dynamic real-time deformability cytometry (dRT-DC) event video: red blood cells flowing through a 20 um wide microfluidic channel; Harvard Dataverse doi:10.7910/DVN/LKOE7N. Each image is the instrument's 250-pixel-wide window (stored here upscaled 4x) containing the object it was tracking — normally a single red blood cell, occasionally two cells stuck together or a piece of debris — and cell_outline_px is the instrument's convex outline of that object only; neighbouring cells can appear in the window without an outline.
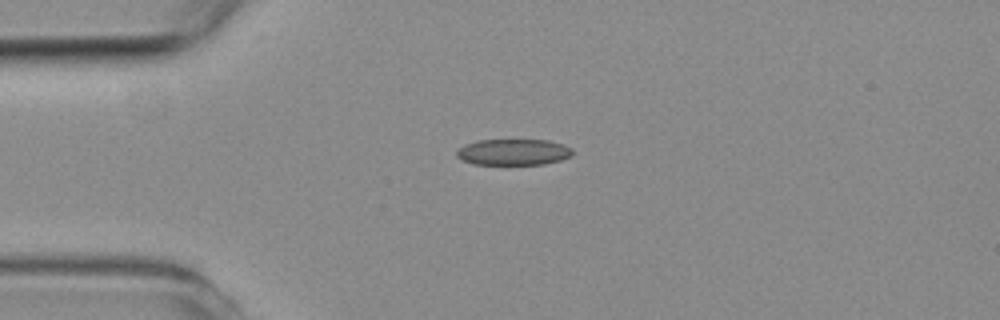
{"species": "common noctule bat (a hibernating species)", "species_latin": "Nyctalus noctula", "temperature_condition": "room temperature", "stored_images_in_passage": 2, "camera_frame_rate_fps": 3000, "um_per_image_px": 0.085, "animal": {"sex": "female", "body_mass_g": 19.3, "forearm_length_mm": 54.1}, "frame": {"image": 1, "passage_image": 1, "time_ms": 0.0, "image_size_px": [1000, 320], "cell_outline_px": [[572, 156], [560, 160], [544, 164], [472, 164], [460, 160], [456, 156], [456, 152], [464, 144], [476, 140], [548, 140], [564, 144], [572, 148]], "centroid_in_image_um": [43.62, 12.92], "position_along_channel_um": 41.4, "area_um2": 17.8}}